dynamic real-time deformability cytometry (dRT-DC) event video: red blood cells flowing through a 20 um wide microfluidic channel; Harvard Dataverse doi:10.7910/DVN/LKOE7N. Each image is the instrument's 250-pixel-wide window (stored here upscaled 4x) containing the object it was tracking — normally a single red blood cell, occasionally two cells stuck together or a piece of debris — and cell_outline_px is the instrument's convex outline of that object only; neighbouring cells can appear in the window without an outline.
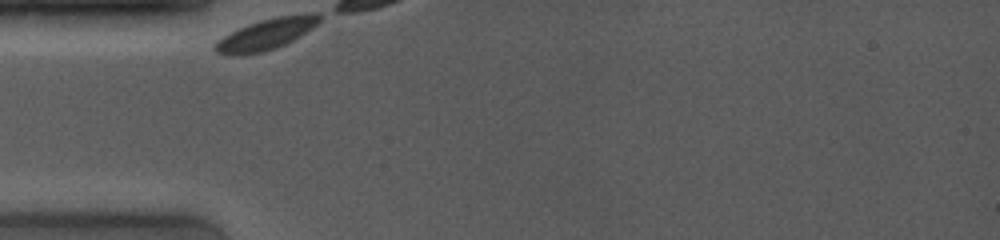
{"species": "common noctule bat (a hibernating species)", "species_latin": "Nyctalus noctula", "temperature_condition": "room temperature", "stored_images_in_passage": 5, "camera_frame_rate_fps": 4000, "um_per_image_px": 0.085, "animal": {"sex": "female", "body_mass_g": 19.0, "forearm_length_mm": 53.3}, "frame": {"image": 1, "passage_image": 1, "time_ms": 0.0, "image_size_px": [1000, 240], "cell_outline_px": [[320, 20], [316, 24], [300, 36], [276, 48], [264, 52], [244, 56], [232, 56], [216, 52], [212, 48], [224, 36], [248, 24], [260, 20], [276, 16], [304, 12], [320, 12]], "centroid_in_image_um": [22.65, 2.9], "position_along_channel_um": 62.4, "area_um2": 19.02}}